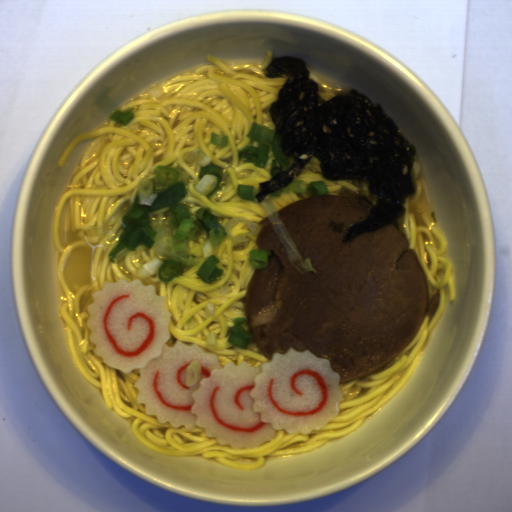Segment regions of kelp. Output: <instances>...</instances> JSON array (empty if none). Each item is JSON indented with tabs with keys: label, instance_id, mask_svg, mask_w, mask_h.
I'll return each instance as SVG.
<instances>
[{
	"label": "kelp",
	"instance_id": "99668d17",
	"mask_svg": "<svg viewBox=\"0 0 512 512\" xmlns=\"http://www.w3.org/2000/svg\"><path fill=\"white\" fill-rule=\"evenodd\" d=\"M306 60L274 56L268 78L287 77L269 112L279 151L290 157V168L259 182L254 198L262 204L270 194L299 181L312 157L318 158L323 179L367 181L376 203L362 221L352 223L342 242L394 225L406 198L417 191L413 172L416 147L378 102L359 91L324 99L309 77Z\"/></svg>",
	"mask_w": 512,
	"mask_h": 512
}]
</instances>
